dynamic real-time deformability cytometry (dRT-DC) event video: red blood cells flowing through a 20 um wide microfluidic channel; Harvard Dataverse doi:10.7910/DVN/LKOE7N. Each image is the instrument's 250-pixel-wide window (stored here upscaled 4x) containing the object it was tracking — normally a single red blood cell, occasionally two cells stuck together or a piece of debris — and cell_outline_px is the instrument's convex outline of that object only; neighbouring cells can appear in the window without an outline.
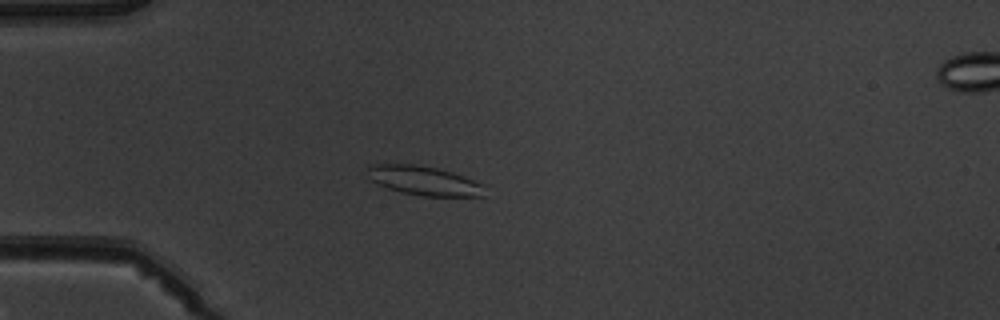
{"species": "common noctule bat (a hibernating species)", "species_latin": "Nyctalus noctula", "temperature_condition": "warm", "stored_images_in_passage": 4, "camera_frame_rate_fps": 3000, "um_per_image_px": 0.085, "animal": {"sex": "male", "body_mass_g": 19.5, "forearm_length_mm": 54.6}, "frame": {"image": 1, "passage_image": 3, "time_ms": 2.333, "image_size_px": [1000, 320], "cell_outline_px": [[484, 196], [424, 196], [400, 192], [388, 188], [372, 180], [368, 168], [368, 164], [416, 164], [440, 168], [464, 176], [484, 184]], "centroid_in_image_um": [36.08, 15.35], "position_along_channel_um": 48.9, "area_um2": 19.88}}